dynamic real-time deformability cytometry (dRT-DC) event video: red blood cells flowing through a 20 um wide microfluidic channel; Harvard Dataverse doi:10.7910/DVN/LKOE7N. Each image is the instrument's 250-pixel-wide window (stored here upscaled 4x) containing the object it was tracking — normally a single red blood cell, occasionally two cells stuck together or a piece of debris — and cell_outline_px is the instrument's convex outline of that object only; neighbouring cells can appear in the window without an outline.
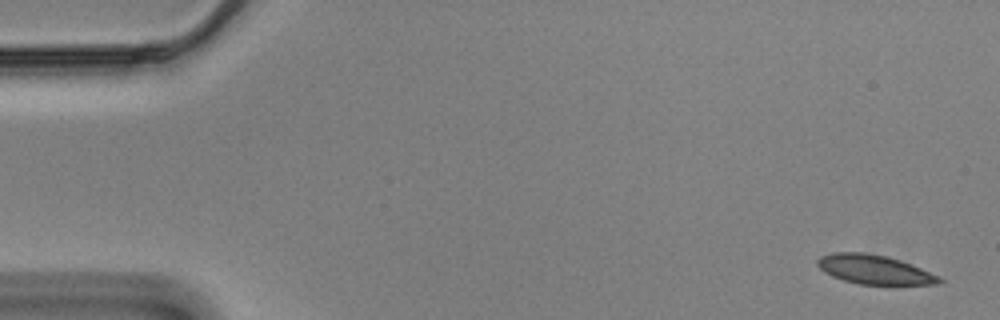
{"species": "Egyptian fruit bat (a non-hibernating species)", "species_latin": "Rousettus aegyptiacus", "temperature_condition": "cold", "stored_images_in_passage": 12, "camera_frame_rate_fps": 3000, "um_per_image_px": 0.085, "animal": {"sex": "male"}, "frame": {"image": 1, "passage_image": 1, "time_ms": 0.0, "image_size_px": [1000, 320], "cell_outline_px": [[944, 280], [940, 284], [860, 284], [844, 280], [832, 276], [824, 272], [816, 264], [816, 260], [820, 256], [832, 252], [864, 252], [888, 256], [900, 260], [920, 268]], "centroid_in_image_um": [74.25, 22.89], "position_along_channel_um": 10.7, "area_um2": 20.52}}